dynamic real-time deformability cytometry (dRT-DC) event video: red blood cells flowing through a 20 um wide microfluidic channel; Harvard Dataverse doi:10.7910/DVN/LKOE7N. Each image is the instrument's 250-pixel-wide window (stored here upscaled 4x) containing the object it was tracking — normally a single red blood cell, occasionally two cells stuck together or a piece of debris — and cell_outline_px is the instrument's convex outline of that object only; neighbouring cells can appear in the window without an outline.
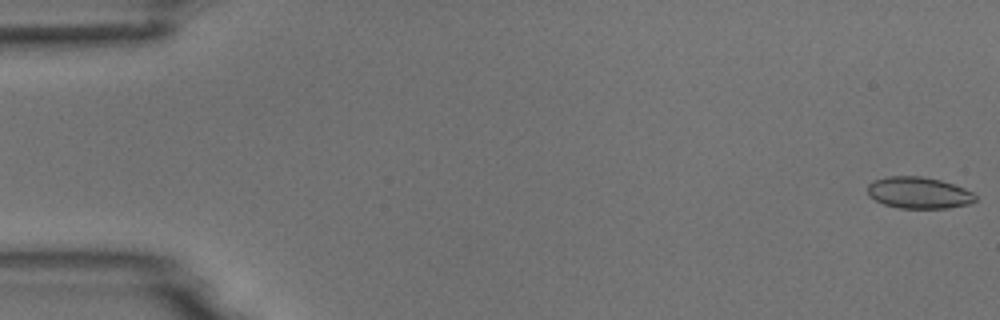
{"species": "common noctule bat (a hibernating species)", "species_latin": "Nyctalus noctula", "temperature_condition": "room temperature", "stored_images_in_passage": 55, "camera_frame_rate_fps": 3000, "um_per_image_px": 0.085, "animal": {"sex": "male", "body_mass_g": 18.8}, "frame": {"image": 1, "passage_image": 1, "time_ms": 0.0, "image_size_px": [1000, 320], "cell_outline_px": [[976, 200], [968, 204], [948, 208], [900, 208], [884, 204], [868, 196], [868, 184], [872, 180], [888, 176], [920, 176], [940, 180], [964, 188], [972, 192], [976, 196]], "centroid_in_image_um": [78.07, 16.38], "position_along_channel_um": 6.9, "area_um2": 19.77}}
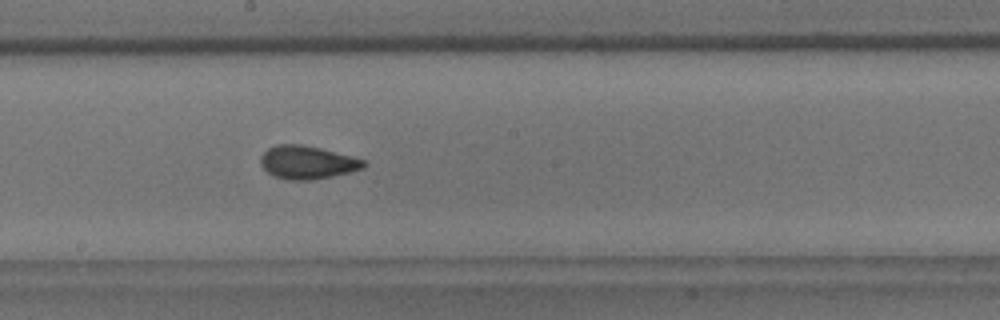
{"frame": {"image": 2, "passage_image": 30, "time_ms": 9.667, "image_size_px": [1000, 320], "cell_outline_px": [[368, 164], [364, 168], [332, 176], [312, 180], [292, 180], [276, 176], [268, 172], [260, 164], [260, 156], [268, 148], [276, 144], [300, 144], [320, 148], [352, 156], [364, 160]], "centroid_in_image_um": [26.12, 13.79], "position_along_channel_um": 222.1, "area_um2": 19.83}}
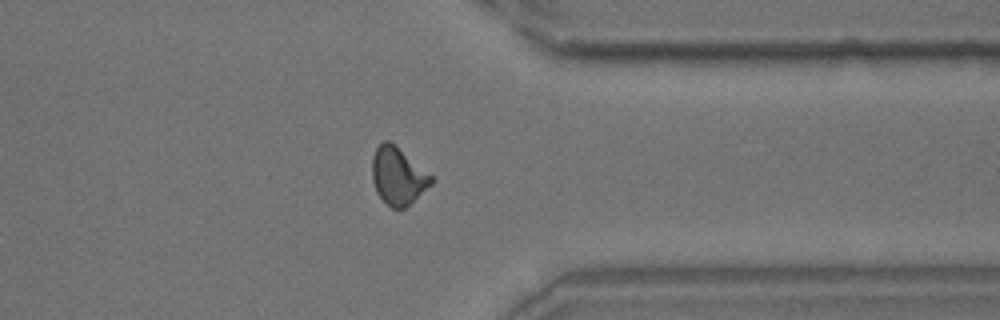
{"frame": {"image": 3, "passage_image": 43, "time_ms": 14.0, "image_size_px": [1000, 320], "cell_outline_px": [[436, 180], [432, 184], [404, 208], [392, 208], [376, 192], [372, 180], [372, 156], [376, 148], [384, 140], [388, 140], [432, 176]], "centroid_in_image_um": [33.81, 14.96], "position_along_channel_um": 377.6, "area_um2": 19.31}, "authors_computed_cell_mechanics": {"area_um2": 19.652, "velocity_mm_per_s": 3.7187, "shape_relaxation_time_tau1_ms": null, "shape_relaxation_time_tau2_ms": 1.4229, "deformation_change_tau1": null, "deformation_change_tau2": 0.0566}}